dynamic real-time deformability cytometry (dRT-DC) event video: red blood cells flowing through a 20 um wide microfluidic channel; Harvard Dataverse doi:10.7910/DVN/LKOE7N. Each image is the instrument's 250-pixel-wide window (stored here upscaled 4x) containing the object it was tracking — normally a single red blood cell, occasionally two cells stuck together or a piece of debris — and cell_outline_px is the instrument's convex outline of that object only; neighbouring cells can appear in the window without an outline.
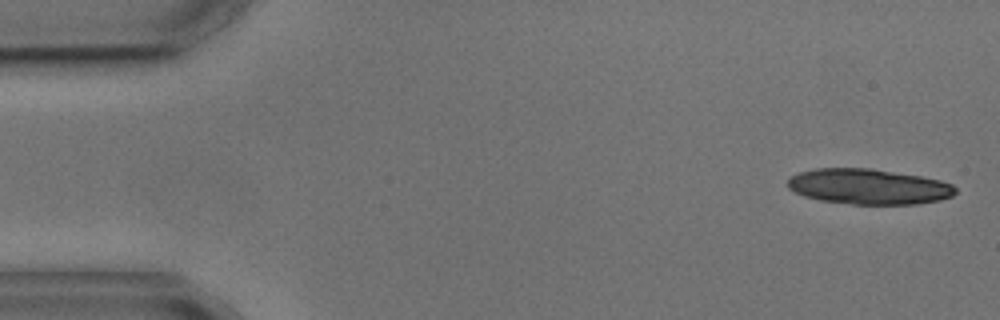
{"species": "common noctule bat (a hibernating species)", "species_latin": "Nyctalus noctula", "temperature_condition": "cold", "stored_images_in_passage": 4, "camera_frame_rate_fps": 3000, "um_per_image_px": 0.085, "animal": {"sex": "male", "body_mass_g": 17.9, "forearm_length_mm": 54.2}, "frame": {"image": 1, "passage_image": 1, "time_ms": 0.0, "image_size_px": [1000, 320], "cell_outline_px": [[956, 192], [952, 196], [940, 200], [920, 204], [852, 204], [820, 200], [804, 196], [788, 188], [788, 180], [792, 176], [800, 172], [816, 168], [872, 168], [920, 176], [940, 180], [952, 184], [956, 188]], "centroid_in_image_um": [73.85, 15.86], "position_along_channel_um": 11.1, "area_um2": 34.62}}